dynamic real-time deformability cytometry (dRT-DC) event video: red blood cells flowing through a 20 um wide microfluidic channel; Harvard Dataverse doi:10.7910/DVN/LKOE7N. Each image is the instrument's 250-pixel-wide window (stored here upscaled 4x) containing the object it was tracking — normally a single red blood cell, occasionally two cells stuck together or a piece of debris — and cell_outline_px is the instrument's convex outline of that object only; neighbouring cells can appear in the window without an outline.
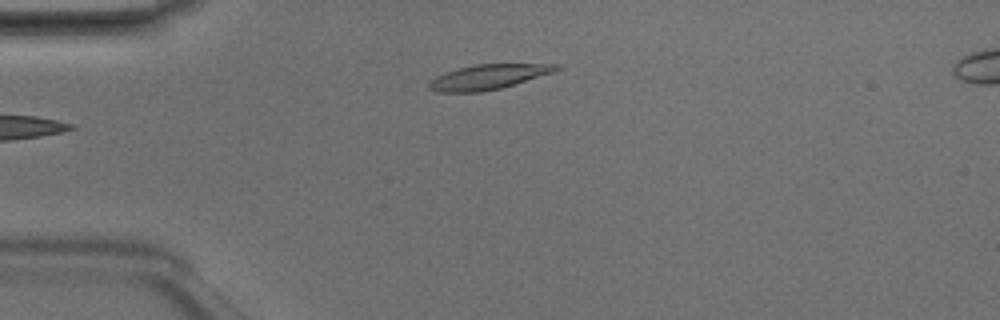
{"species": "Egyptian fruit bat (a non-hibernating species)", "species_latin": "Rousettus aegyptiacus", "temperature_condition": "room temperature", "stored_images_in_passage": 2, "camera_frame_rate_fps": 3000, "um_per_image_px": 0.085, "animal": {"sex": "male"}, "frame": {"image": 1, "passage_image": 1, "time_ms": 0.0, "image_size_px": [1000, 320], "cell_outline_px": [[560, 68], [552, 72], [500, 88], [480, 92], [440, 92], [428, 88], [428, 84], [436, 76], [460, 68], [476, 64], [560, 64]], "centroid_in_image_um": [41.48, 6.54], "position_along_channel_um": 43.5, "area_um2": 17.92}}
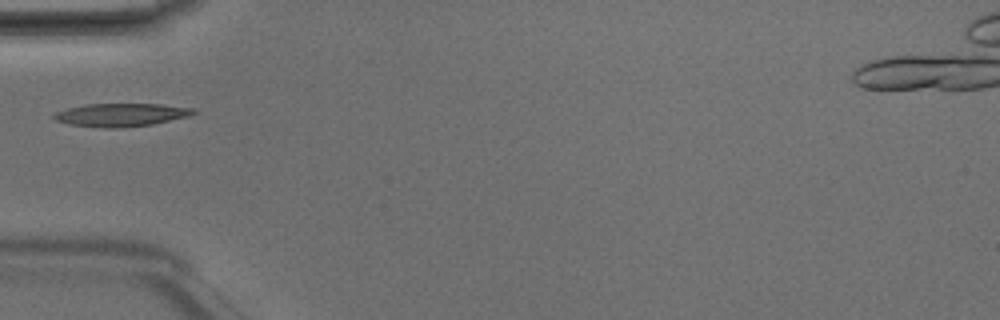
{"frame": {"image": 2, "passage_image": 2, "time_ms": 0.333, "image_size_px": [1000, 320], "cell_outline_px": [[200, 112], [188, 116], [152, 124], [112, 128], [104, 128], [72, 124], [56, 120], [52, 116], [56, 112], [68, 108], [84, 104], [160, 104], [196, 108]], "centroid_in_image_um": [10.35, 9.75], "position_along_channel_um": 74.7, "area_um2": 18.61}}